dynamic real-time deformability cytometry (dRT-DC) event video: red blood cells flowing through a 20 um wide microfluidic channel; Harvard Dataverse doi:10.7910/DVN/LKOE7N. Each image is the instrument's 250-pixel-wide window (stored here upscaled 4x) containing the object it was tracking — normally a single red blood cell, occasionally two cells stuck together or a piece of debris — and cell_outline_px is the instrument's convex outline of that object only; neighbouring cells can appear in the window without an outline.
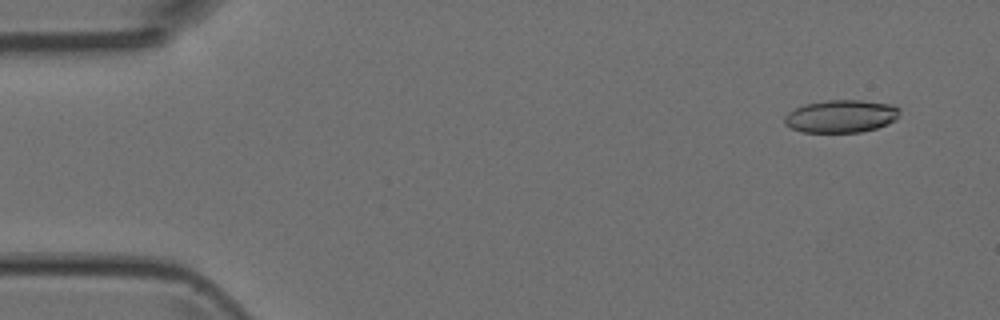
{"species": "Egyptian fruit bat (a non-hibernating species)", "species_latin": "Rousettus aegyptiacus", "temperature_condition": "room temperature", "stored_images_in_passage": 50, "camera_frame_rate_fps": 3000, "um_per_image_px": 0.085, "animal": {"sex": "female"}, "frame": {"image": 1, "passage_image": 4, "time_ms": 1.0, "image_size_px": [1000, 320], "cell_outline_px": [[900, 112], [896, 120], [888, 124], [876, 128], [860, 132], [804, 132], [792, 128], [784, 124], [784, 116], [788, 112], [804, 104], [824, 100], [864, 100], [892, 104], [900, 108]], "centroid_in_image_um": [71.51, 9.87], "position_along_channel_um": 13.5, "area_um2": 22.14}}
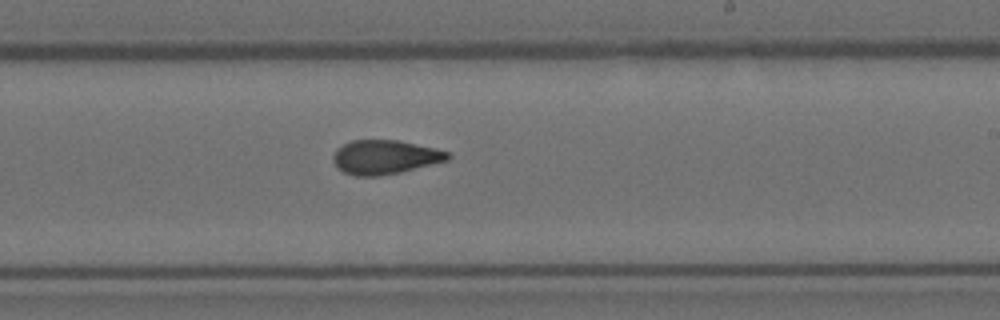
{"frame": {"image": 2, "passage_image": 30, "time_ms": 9.667, "image_size_px": [1000, 320], "cell_outline_px": [[452, 156], [448, 160], [400, 172], [380, 176], [356, 176], [344, 172], [336, 168], [332, 160], [332, 156], [336, 148], [352, 140], [396, 140], [436, 148], [448, 152]], "centroid_in_image_um": [32.68, 13.36], "position_along_channel_um": 256.3, "area_um2": 22.83}}
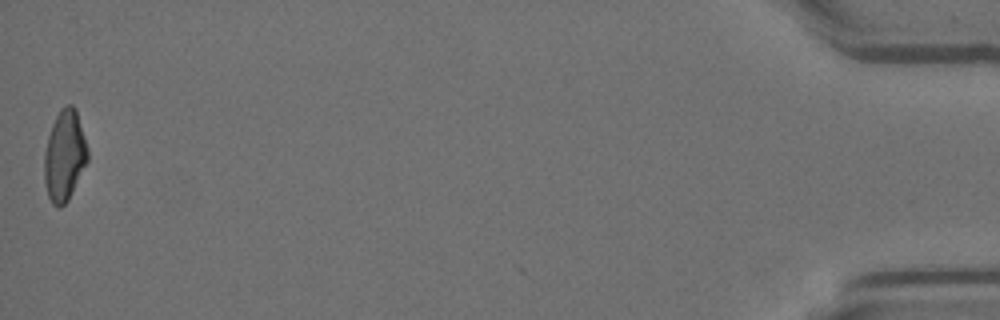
{"frame": {"image": 3, "passage_image": 50, "time_ms": 16.333, "image_size_px": [1000, 320], "cell_outline_px": [[88, 160], [68, 200], [60, 208], [56, 208], [52, 204], [48, 196], [44, 180], [44, 152], [48, 136], [52, 124], [60, 108], [68, 104], [72, 104], [76, 108], [88, 148]], "centroid_in_image_um": [5.48, 13.22], "position_along_channel_um": 429.7, "area_um2": 23.06}}